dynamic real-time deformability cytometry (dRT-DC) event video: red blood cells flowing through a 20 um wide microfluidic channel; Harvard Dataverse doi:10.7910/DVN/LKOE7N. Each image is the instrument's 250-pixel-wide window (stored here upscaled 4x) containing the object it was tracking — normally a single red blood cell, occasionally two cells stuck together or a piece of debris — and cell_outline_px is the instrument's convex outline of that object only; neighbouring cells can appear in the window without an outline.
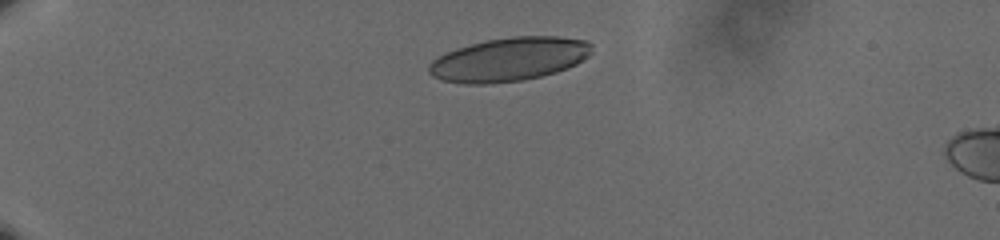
{"species": "human", "species_latin": "Homo sapiens", "temperature_condition": "cold", "stored_images_in_passage": 38, "camera_frame_rate_fps": 3000, "um_per_image_px": 0.085, "donor": {"sex": "male"}, "frame": {"image": 1, "passage_image": 1, "time_ms": 0.0, "image_size_px": [1000, 240], "cell_outline_px": [[592, 52], [588, 56], [576, 64], [556, 72], [524, 80], [488, 84], [464, 84], [444, 80], [432, 76], [428, 72], [428, 64], [432, 60], [456, 48], [488, 40], [512, 36], [556, 36], [588, 40], [592, 44]], "centroid_in_image_um": [43.29, 5.04], "position_along_channel_um": 41.7, "area_um2": 41.44}}
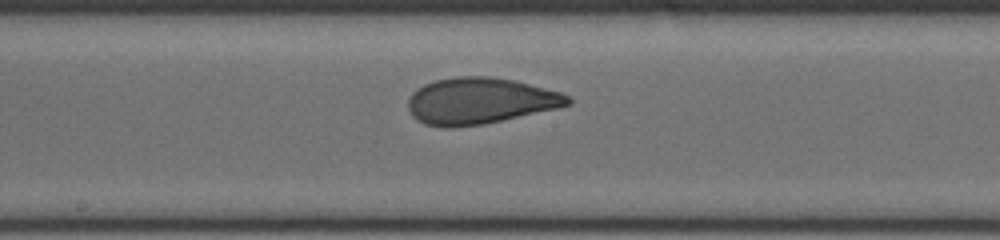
{"frame": {"image": 2, "passage_image": 20, "time_ms": 6.333, "image_size_px": [1000, 240], "cell_outline_px": [[572, 104], [560, 108], [484, 124], [448, 128], [424, 124], [416, 120], [412, 116], [408, 108], [408, 100], [412, 92], [416, 88], [424, 84], [436, 80], [456, 76], [488, 76], [512, 80], [560, 92], [568, 96], [572, 100]], "centroid_in_image_um": [40.78, 8.58], "position_along_channel_um": 207.4, "area_um2": 43.29}}
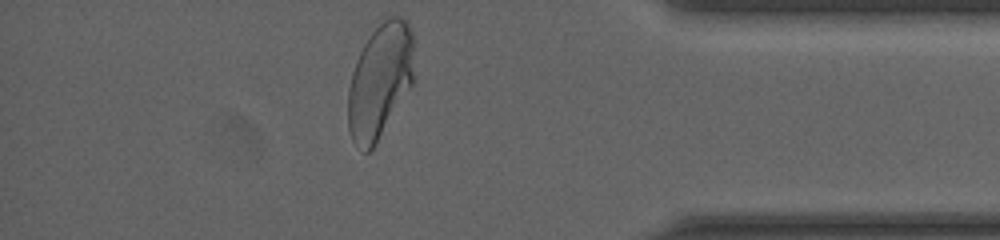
{"frame": {"image": 3, "passage_image": 38, "time_ms": 12.333, "image_size_px": [1000, 240], "cell_outline_px": [[412, 84], [372, 148], [368, 152], [364, 152], [352, 140], [348, 128], [348, 88], [352, 72], [356, 60], [376, 20], [380, 16], [400, 16], [408, 20], [412, 32]], "centroid_in_image_um": [32.27, 6.76], "position_along_channel_um": 402.9, "area_um2": 44.16}, "authors_computed_cell_mechanics": {"area_um2": 42.9743, "velocity_mm_per_s": 3.6113, "shape_relaxation_time_tau1_ms": 6.4112, "shape_relaxation_time_tau2_ms": 0.7955, "deformation_change_tau1": 0.1988, "deformation_change_tau2": 0.0704}}